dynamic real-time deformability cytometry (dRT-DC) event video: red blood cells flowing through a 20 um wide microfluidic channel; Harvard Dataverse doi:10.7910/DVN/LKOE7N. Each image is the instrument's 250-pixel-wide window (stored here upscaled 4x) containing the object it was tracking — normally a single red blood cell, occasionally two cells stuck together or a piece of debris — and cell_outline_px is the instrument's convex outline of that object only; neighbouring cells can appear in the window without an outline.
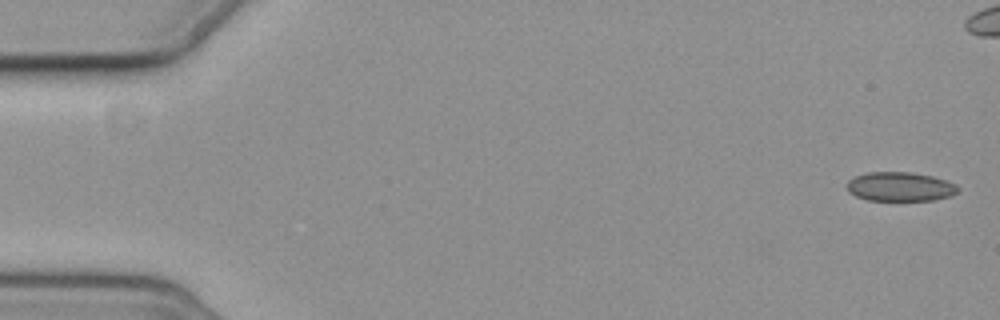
{"species": "common noctule bat (a hibernating species)", "species_latin": "Nyctalus noctula", "temperature_condition": "cold", "stored_images_in_passage": 7, "camera_frame_rate_fps": 3000, "um_per_image_px": 0.085, "animal": {"sex": "female", "body_mass_g": 19.3, "forearm_length_mm": 54.1}, "frame": {"image": 1, "passage_image": 1, "time_ms": 0.0, "image_size_px": [1000, 320], "cell_outline_px": [[960, 188], [952, 196], [932, 200], [868, 200], [856, 196], [848, 192], [844, 184], [848, 180], [856, 176], [868, 172], [912, 172], [932, 176], [948, 180], [956, 184]], "centroid_in_image_um": [76.5, 15.86], "position_along_channel_um": 8.5, "area_um2": 19.07}}
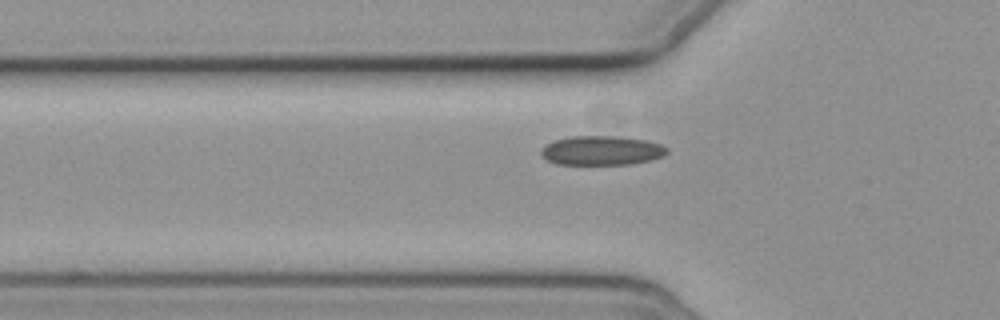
{"frame": {"image": 2, "passage_image": 7, "time_ms": 8.0, "image_size_px": [1000, 320], "cell_outline_px": [[668, 152], [664, 156], [652, 160], [632, 164], [556, 164], [540, 156], [540, 152], [544, 144], [556, 140], [572, 136], [612, 136], [644, 140], [660, 144], [668, 148]], "centroid_in_image_um": [51.13, 12.8], "position_along_channel_um": 74.7, "area_um2": 21.5}}